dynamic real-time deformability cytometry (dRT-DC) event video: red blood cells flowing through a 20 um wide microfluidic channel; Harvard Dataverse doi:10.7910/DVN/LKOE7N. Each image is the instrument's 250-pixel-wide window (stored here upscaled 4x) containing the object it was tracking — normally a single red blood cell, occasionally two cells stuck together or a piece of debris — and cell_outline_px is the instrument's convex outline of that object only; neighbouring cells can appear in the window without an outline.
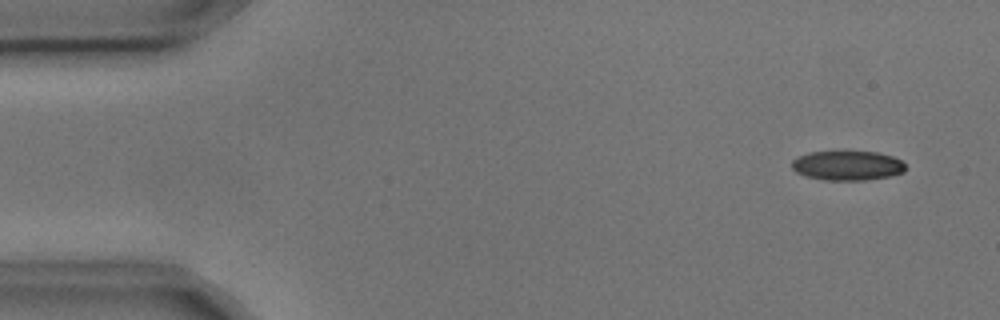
{"species": "common noctule bat (a hibernating species)", "species_latin": "Nyctalus noctula", "temperature_condition": "cold", "stored_images_in_passage": 3, "camera_frame_rate_fps": 3000, "um_per_image_px": 0.085, "animal": {"sex": "male", "body_mass_g": 17.9, "forearm_length_mm": 54.2}, "frame": {"image": 1, "passage_image": 1, "time_ms": 0.0, "image_size_px": [1000, 320], "cell_outline_px": [[904, 172], [888, 176], [864, 180], [824, 180], [804, 176], [796, 172], [792, 168], [792, 160], [796, 156], [808, 152], [876, 152], [892, 156], [900, 160], [904, 164]], "centroid_in_image_um": [71.97, 14.07], "position_along_channel_um": 13.0, "area_um2": 19.48}}
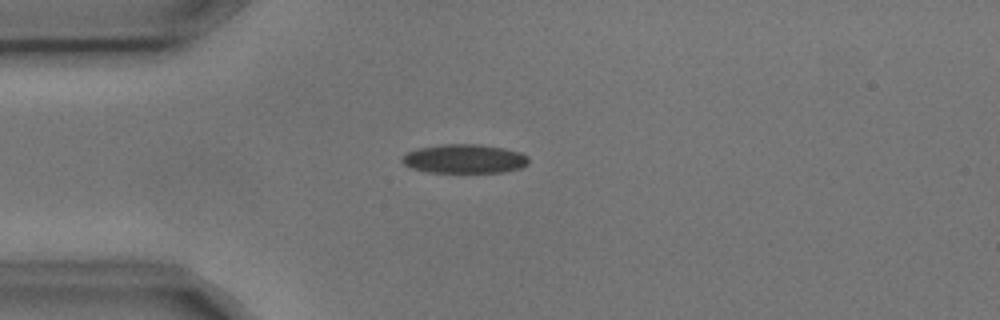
{"frame": {"image": 2, "passage_image": 3, "time_ms": 0.667, "image_size_px": [1000, 320], "cell_outline_px": [[528, 164], [520, 168], [504, 172], [428, 172], [412, 168], [404, 164], [400, 160], [408, 152], [420, 148], [440, 144], [480, 144], [504, 148], [520, 152], [528, 156]], "centroid_in_image_um": [39.5, 13.49], "position_along_channel_um": 45.5, "area_um2": 21.33}}